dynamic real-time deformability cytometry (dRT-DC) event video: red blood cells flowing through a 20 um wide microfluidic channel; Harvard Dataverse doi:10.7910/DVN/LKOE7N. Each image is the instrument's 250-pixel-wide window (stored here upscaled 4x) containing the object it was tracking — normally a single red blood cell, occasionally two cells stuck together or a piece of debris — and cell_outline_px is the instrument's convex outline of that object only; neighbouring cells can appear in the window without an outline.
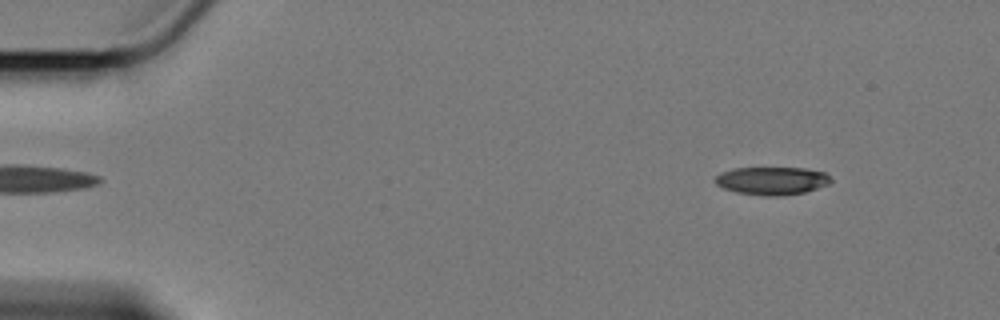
{"species": "Egyptian fruit bat (a non-hibernating species)", "species_latin": "Rousettus aegyptiacus", "temperature_condition": "cold", "stored_images_in_passage": 57, "camera_frame_rate_fps": 3000, "um_per_image_px": 0.085, "animal": {"sex": "female"}, "frame": {"image": 1, "passage_image": 4, "time_ms": 1.0, "image_size_px": [1000, 320], "cell_outline_px": [[832, 180], [828, 184], [804, 192], [776, 196], [768, 196], [736, 192], [724, 188], [716, 184], [712, 180], [720, 172], [732, 168], [804, 168], [824, 172]], "centroid_in_image_um": [65.56, 15.35], "position_along_channel_um": 19.4, "area_um2": 18.73}}
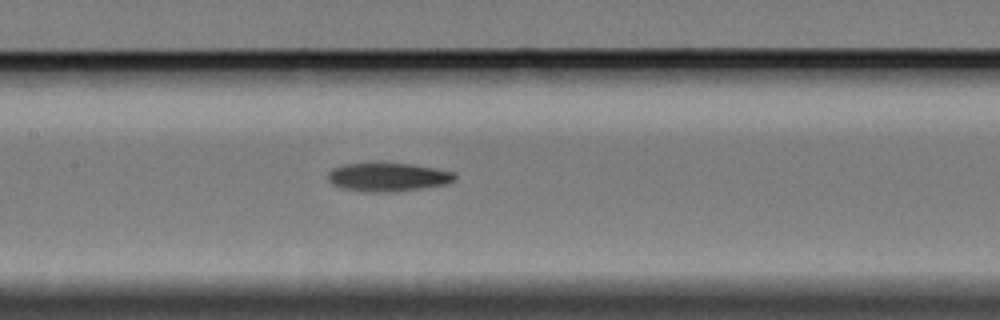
{"frame": {"image": 2, "passage_image": 26, "time_ms": 8.333, "image_size_px": [1000, 320], "cell_outline_px": [[456, 180], [448, 184], [396, 192], [364, 192], [344, 188], [332, 184], [328, 180], [328, 172], [332, 168], [340, 164], [372, 160], [380, 160], [416, 164], [456, 172]], "centroid_in_image_um": [32.97, 14.99], "position_along_channel_um": 174.4, "area_um2": 22.48}}
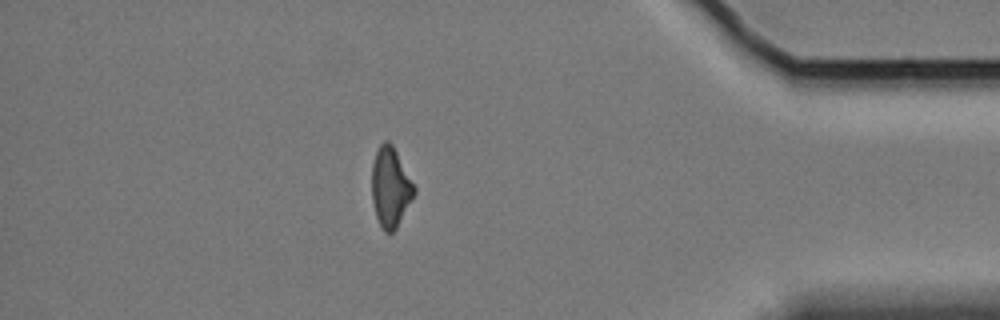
{"frame": {"image": 3, "passage_image": 49, "time_ms": 16.0, "image_size_px": [1000, 320], "cell_outline_px": [[416, 192], [396, 228], [392, 232], [384, 232], [376, 216], [372, 200], [372, 164], [376, 152], [380, 144], [384, 140], [388, 140], [392, 144], [416, 188]], "centroid_in_image_um": [33.18, 15.9], "position_along_channel_um": 402.0, "area_um2": 19.48}, "authors_computed_cell_mechanics": {"area_um2": 20.4034, "velocity_mm_per_s": 3.415, "shape_relaxation_time_tau1_ms": 5.2948, "shape_relaxation_time_tau2_ms": 6.6559, "deformation_change_tau1": 0.1674, "deformation_change_tau2": 0.1732}}